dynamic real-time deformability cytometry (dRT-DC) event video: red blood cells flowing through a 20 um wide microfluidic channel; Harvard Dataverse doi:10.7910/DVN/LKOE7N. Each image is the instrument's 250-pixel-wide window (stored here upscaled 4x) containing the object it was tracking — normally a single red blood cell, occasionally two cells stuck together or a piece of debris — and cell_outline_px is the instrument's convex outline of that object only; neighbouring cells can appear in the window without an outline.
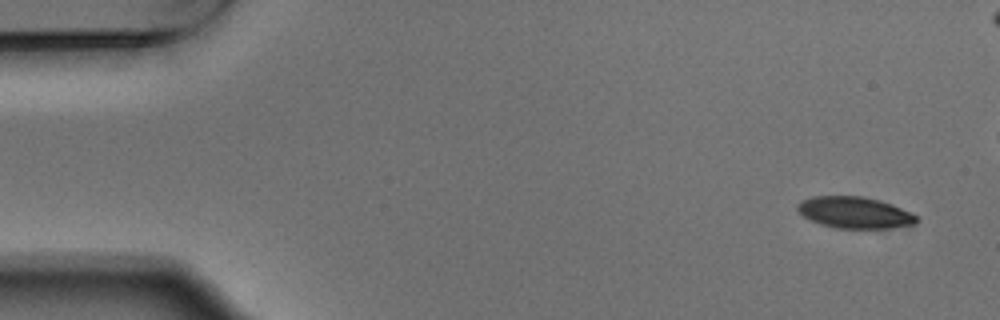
{"species": "Egyptian fruit bat (a non-hibernating species)", "species_latin": "Rousettus aegyptiacus", "temperature_condition": "warm", "stored_images_in_passage": 5, "camera_frame_rate_fps": 3000, "um_per_image_px": 0.085, "animal": {"sex": "male"}, "frame": {"image": 1, "passage_image": 1, "time_ms": 0.0, "image_size_px": [1000, 320], "cell_outline_px": [[920, 220], [916, 224], [892, 228], [836, 228], [820, 224], [804, 216], [796, 208], [804, 200], [812, 196], [864, 196], [880, 200], [892, 204], [912, 212]], "centroid_in_image_um": [72.72, 18.07], "position_along_channel_um": 12.3, "area_um2": 21.85}}